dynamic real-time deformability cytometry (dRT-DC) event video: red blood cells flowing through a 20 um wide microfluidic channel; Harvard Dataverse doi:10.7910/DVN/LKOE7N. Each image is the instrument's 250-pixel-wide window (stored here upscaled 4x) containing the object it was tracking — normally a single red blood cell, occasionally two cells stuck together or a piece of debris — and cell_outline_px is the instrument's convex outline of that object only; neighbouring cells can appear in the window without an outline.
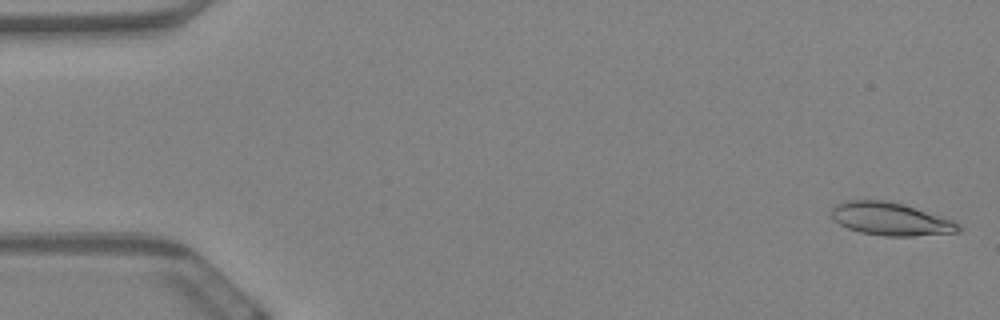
{"species": "Egyptian fruit bat (a non-hibernating species)", "species_latin": "Rousettus aegyptiacus", "temperature_condition": "warm", "stored_images_in_passage": 60, "camera_frame_rate_fps": 3000, "um_per_image_px": 0.085, "animal": {"sex": "female"}, "frame": {"image": 1, "passage_image": 2, "time_ms": 0.333, "image_size_px": [1000, 320], "cell_outline_px": [[960, 232], [912, 236], [884, 236], [860, 232], [848, 228], [840, 224], [832, 216], [832, 208], [836, 204], [848, 200], [884, 200], [904, 204], [952, 220], [960, 224]], "centroid_in_image_um": [75.71, 18.61], "position_along_channel_um": 9.3, "area_um2": 24.16}}
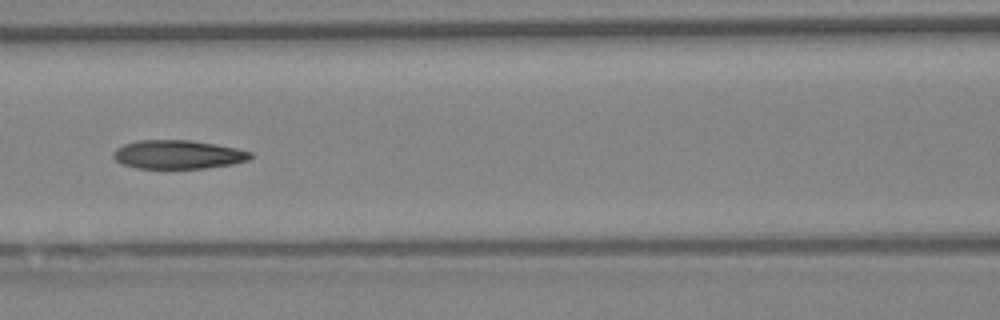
{"frame": {"image": 2, "passage_image": 27, "time_ms": 8.667, "image_size_px": [1000, 320], "cell_outline_px": [[252, 156], [248, 160], [232, 164], [204, 168], [136, 168], [124, 164], [116, 160], [112, 156], [112, 152], [116, 148], [124, 144], [140, 140], [192, 140], [216, 144], [236, 148], [252, 152]], "centroid_in_image_um": [15.12, 13.13], "position_along_channel_um": 151.5, "area_um2": 22.89}}
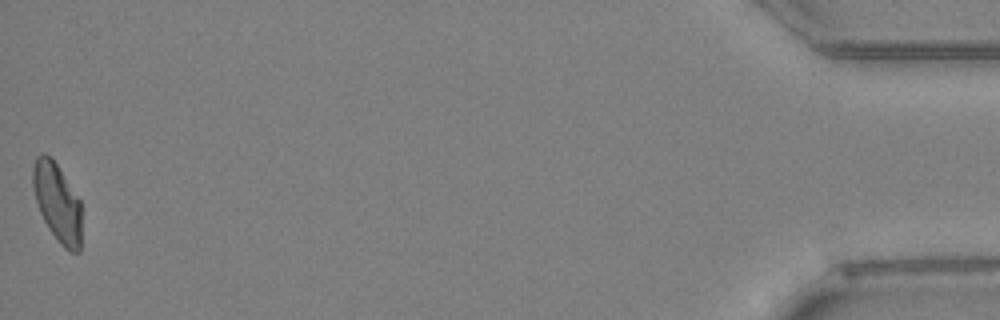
{"frame": {"image": 3, "passage_image": 60, "time_ms": 19.667, "image_size_px": [1000, 320], "cell_outline_px": [[80, 252], [72, 252], [64, 248], [60, 244], [48, 228], [40, 212], [36, 200], [32, 184], [32, 168], [36, 156], [44, 152], [56, 164], [80, 200]], "centroid_in_image_um": [4.85, 17.22], "position_along_channel_um": 430.4, "area_um2": 21.96}, "authors_computed_cell_mechanics": {"area_um2": 23.2356, "velocity_mm_per_s": 3.4257, "shape_relaxation_time_tau1_ms": null, "shape_relaxation_time_tau2_ms": 5.8457, "deformation_change_tau1": null, "deformation_change_tau2": 0.1413}}